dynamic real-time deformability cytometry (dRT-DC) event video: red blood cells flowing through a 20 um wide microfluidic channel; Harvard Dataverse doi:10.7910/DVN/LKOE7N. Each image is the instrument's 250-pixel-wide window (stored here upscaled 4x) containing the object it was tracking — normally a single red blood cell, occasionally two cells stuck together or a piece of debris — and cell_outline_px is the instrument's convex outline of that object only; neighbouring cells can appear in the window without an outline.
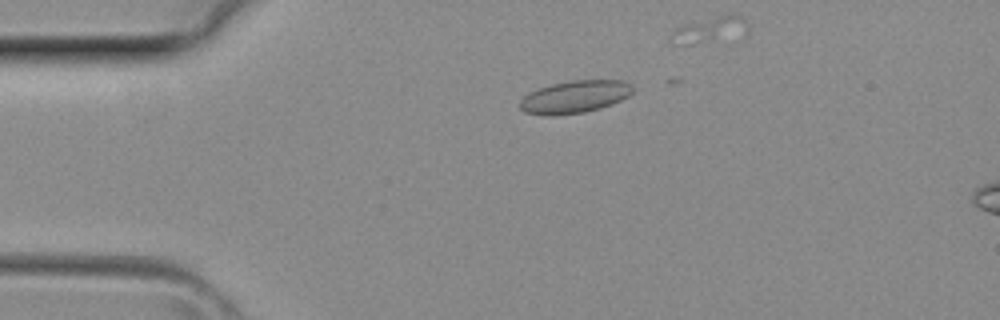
{"species": "common noctule bat (a hibernating species)", "species_latin": "Nyctalus noctula", "temperature_condition": "room temperature", "stored_images_in_passage": 9, "camera_frame_rate_fps": 3000, "um_per_image_px": 0.085, "animal": {"sex": "female", "body_mass_g": 29.2, "forearm_length_mm": 56.3}, "frame": {"image": 1, "passage_image": 3, "time_ms": 0.667, "image_size_px": [1000, 320], "cell_outline_px": [[632, 92], [628, 96], [612, 104], [600, 108], [584, 112], [556, 116], [548, 116], [524, 112], [520, 108], [520, 100], [528, 92], [552, 84], [572, 80], [620, 80], [628, 84], [632, 88]], "centroid_in_image_um": [48.8, 8.24], "position_along_channel_um": 36.2, "area_um2": 21.27}}
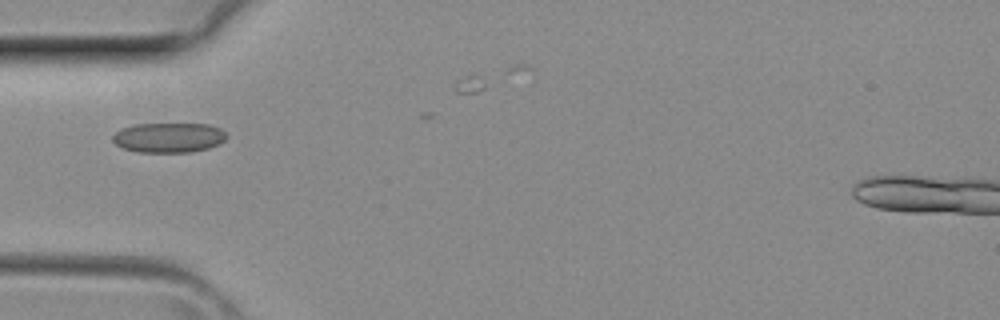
{"frame": {"image": 2, "passage_image": 7, "time_ms": 2.0, "image_size_px": [1000, 320], "cell_outline_px": [[228, 136], [224, 140], [208, 148], [192, 152], [136, 152], [124, 148], [116, 144], [112, 140], [112, 136], [120, 128], [136, 124], [208, 124], [220, 128]], "centroid_in_image_um": [14.32, 11.69], "position_along_channel_um": 70.7, "area_um2": 19.77}}